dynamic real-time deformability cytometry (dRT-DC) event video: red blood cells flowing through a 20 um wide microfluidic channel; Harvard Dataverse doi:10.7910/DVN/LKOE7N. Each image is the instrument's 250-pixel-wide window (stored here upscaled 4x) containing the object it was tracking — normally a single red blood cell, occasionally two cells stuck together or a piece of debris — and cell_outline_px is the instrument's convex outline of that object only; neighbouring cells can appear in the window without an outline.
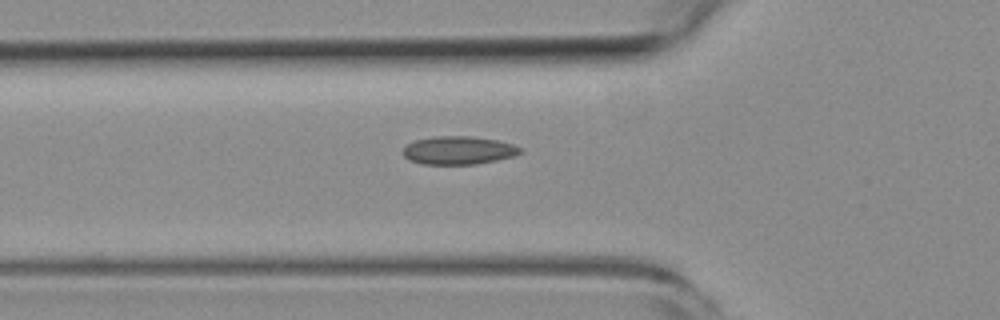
{"species": "common noctule bat (a hibernating species)", "species_latin": "Nyctalus noctula", "temperature_condition": "room temperature", "stored_images_in_passage": 2, "camera_frame_rate_fps": 3000, "um_per_image_px": 0.085, "animal": {"sex": "female", "body_mass_g": 19.3, "forearm_length_mm": 54.1}, "frame": {"image": 1, "passage_image": 2, "time_ms": 2.0, "image_size_px": [1000, 320], "cell_outline_px": [[524, 152], [512, 156], [496, 160], [476, 164], [420, 164], [408, 160], [400, 152], [408, 144], [416, 140], [436, 136], [472, 136], [496, 140], [512, 144], [524, 148]], "centroid_in_image_um": [38.97, 12.78], "position_along_channel_um": 86.8, "area_um2": 19.36}}